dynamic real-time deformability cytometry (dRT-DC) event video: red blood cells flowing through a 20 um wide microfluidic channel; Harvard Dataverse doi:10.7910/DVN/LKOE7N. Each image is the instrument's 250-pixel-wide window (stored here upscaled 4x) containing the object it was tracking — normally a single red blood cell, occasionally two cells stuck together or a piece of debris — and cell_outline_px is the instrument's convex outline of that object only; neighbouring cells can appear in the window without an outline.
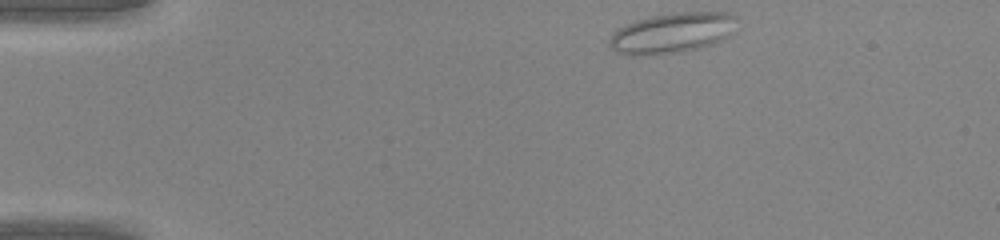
{"species": "common noctule bat (a hibernating species)", "species_latin": "Nyctalus noctula", "temperature_condition": "warm", "stored_images_in_passage": 39, "camera_frame_rate_fps": 3000, "um_per_image_px": 0.085, "animal": {"sex": "male", "body_mass_g": 20.0, "forearm_length_mm": 53.3}, "frame": {"image": 1, "passage_image": 1, "time_ms": 0.0, "image_size_px": [1000, 240], "cell_outline_px": [[736, 16], [732, 32], [728, 36], [712, 44], [700, 48], [680, 52], [640, 56], [628, 56], [616, 52], [608, 44], [608, 40], [612, 32], [616, 28], [636, 20], [652, 16], [676, 12], [732, 12]], "centroid_in_image_um": [57.08, 2.81], "position_along_channel_um": 27.9, "area_um2": 30.29}}
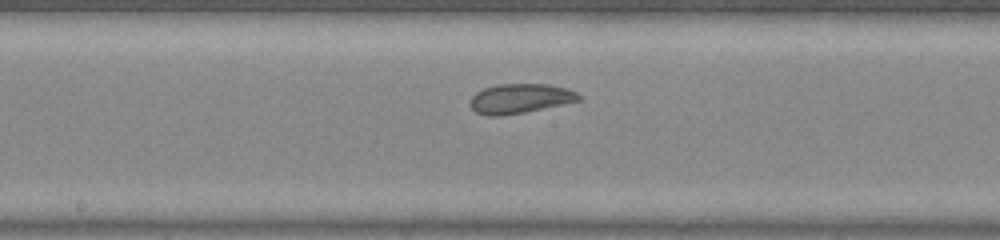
{"frame": {"image": 2, "passage_image": 18, "time_ms": 5.667, "image_size_px": [1000, 240], "cell_outline_px": [[580, 100], [524, 112], [500, 116], [488, 116], [476, 112], [472, 108], [472, 96], [476, 92], [484, 88], [496, 84], [548, 84], [568, 88], [576, 92], [580, 96]], "centroid_in_image_um": [44.2, 8.36], "position_along_channel_um": 204.0, "area_um2": 18.5}}
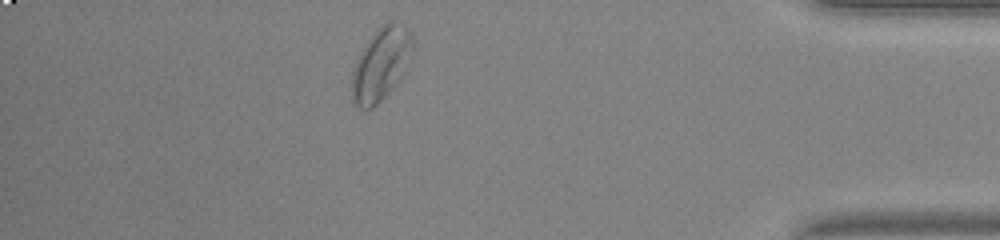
{"frame": {"image": 3, "passage_image": 34, "time_ms": 11.0, "image_size_px": [1000, 240], "cell_outline_px": [[412, 56], [396, 84], [372, 108], [360, 108], [352, 100], [352, 72], [356, 60], [364, 44], [388, 20], [400, 20], [412, 32]], "centroid_in_image_um": [32.4, 5.39], "position_along_channel_um": 402.8, "area_um2": 25.66}}